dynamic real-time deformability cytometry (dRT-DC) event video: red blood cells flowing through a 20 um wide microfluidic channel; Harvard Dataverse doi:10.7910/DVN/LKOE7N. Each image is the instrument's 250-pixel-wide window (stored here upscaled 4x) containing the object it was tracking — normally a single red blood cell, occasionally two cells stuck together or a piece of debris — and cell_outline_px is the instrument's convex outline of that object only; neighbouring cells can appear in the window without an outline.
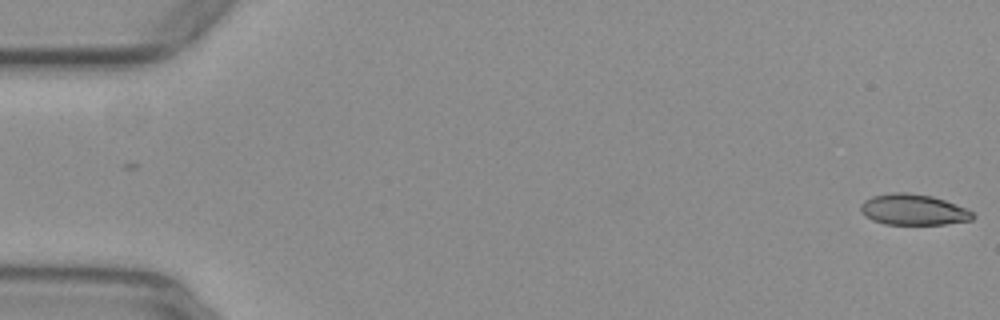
{"species": "common noctule bat (a hibernating species)", "species_latin": "Nyctalus noctula", "temperature_condition": "warm", "stored_images_in_passage": 15, "camera_frame_rate_fps": 3000, "um_per_image_px": 0.085, "animal": {"sex": "female", "body_mass_g": 29.2, "forearm_length_mm": 56.3}, "frame": {"image": 1, "passage_image": 1, "time_ms": 0.0, "image_size_px": [1000, 320], "cell_outline_px": [[976, 216], [972, 220], [944, 224], [884, 224], [872, 220], [864, 216], [860, 212], [860, 204], [864, 200], [872, 196], [892, 192], [908, 192], [932, 196], [968, 208]], "centroid_in_image_um": [77.62, 17.82], "position_along_channel_um": 7.4, "area_um2": 20.4}}
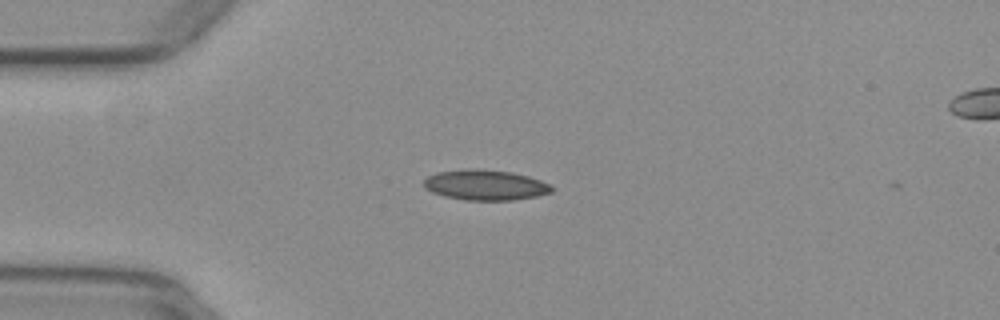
{"frame": {"image": 2, "passage_image": 14, "time_ms": 4.333, "image_size_px": [1000, 320], "cell_outline_px": [[552, 192], [536, 196], [512, 200], [464, 200], [444, 196], [432, 192], [424, 188], [424, 180], [428, 176], [436, 172], [464, 168], [480, 168], [512, 172], [528, 176], [552, 184]], "centroid_in_image_um": [41.23, 15.71], "position_along_channel_um": 43.8, "area_um2": 22.89}}